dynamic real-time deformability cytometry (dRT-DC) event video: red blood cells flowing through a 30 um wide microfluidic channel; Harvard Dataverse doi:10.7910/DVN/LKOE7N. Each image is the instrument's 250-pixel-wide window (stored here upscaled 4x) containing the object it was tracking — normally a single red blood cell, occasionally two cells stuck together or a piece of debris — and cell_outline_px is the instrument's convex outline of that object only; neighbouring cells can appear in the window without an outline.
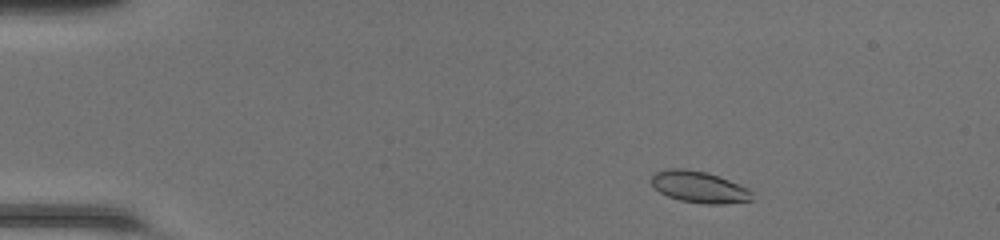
{"species": "common noctule bat (a hibernating species)", "species_latin": "Nyctalus noctula", "temperature_condition": "room temperature", "stored_images_in_passage": 46, "camera_frame_rate_fps": 3000, "um_per_image_px": 0.085, "animal": {"sex": "female", "body_mass_g": 20.0, "forearm_length_mm": 54.0}, "frame": {"image": 1, "passage_image": 5, "time_ms": 1.333, "image_size_px": [1000, 240], "cell_outline_px": [[752, 200], [720, 204], [704, 204], [680, 200], [668, 196], [652, 188], [652, 176], [656, 172], [668, 168], [684, 168], [708, 172], [748, 188], [752, 192]], "centroid_in_image_um": [59.4, 15.89], "position_along_channel_um": 25.6, "area_um2": 18.5}}
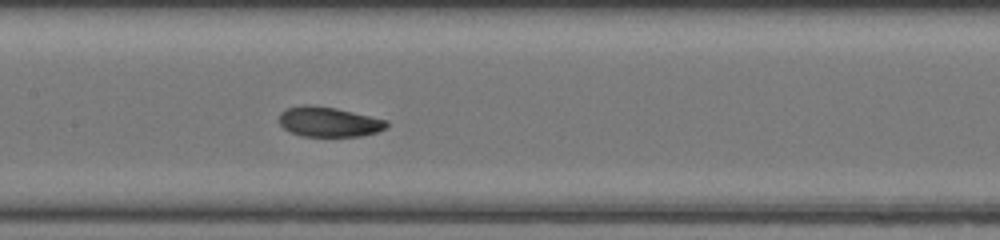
{"frame": {"image": 2, "passage_image": 22, "time_ms": 7.0, "image_size_px": [1000, 240], "cell_outline_px": [[388, 124], [384, 128], [376, 132], [360, 136], [304, 136], [288, 132], [280, 124], [280, 112], [288, 108], [304, 104], [308, 104], [336, 108], [388, 120]], "centroid_in_image_um": [27.93, 10.35], "position_along_channel_um": 179.5, "area_um2": 18.67}}
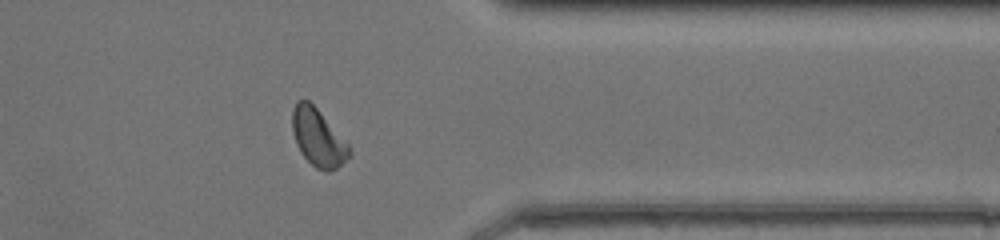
{"frame": {"image": 3, "passage_image": 37, "time_ms": 12.0, "image_size_px": [1000, 240], "cell_outline_px": [[352, 156], [336, 168], [328, 172], [316, 168], [300, 152], [296, 144], [292, 132], [292, 108], [296, 100], [308, 100], [316, 108], [348, 144], [352, 152]], "centroid_in_image_um": [27.02, 11.71], "position_along_channel_um": 384.4, "area_um2": 18.96}, "authors_computed_cell_mechanics": {"area_um2": 18.7561, "velocity_mm_per_s": 4.2749, "shape_relaxation_time_tau1_ms": 2.2303, "shape_relaxation_time_tau2_ms": 3.3001, "deformation_change_tau1": 0.129, "deformation_change_tau2": 0.1063}}